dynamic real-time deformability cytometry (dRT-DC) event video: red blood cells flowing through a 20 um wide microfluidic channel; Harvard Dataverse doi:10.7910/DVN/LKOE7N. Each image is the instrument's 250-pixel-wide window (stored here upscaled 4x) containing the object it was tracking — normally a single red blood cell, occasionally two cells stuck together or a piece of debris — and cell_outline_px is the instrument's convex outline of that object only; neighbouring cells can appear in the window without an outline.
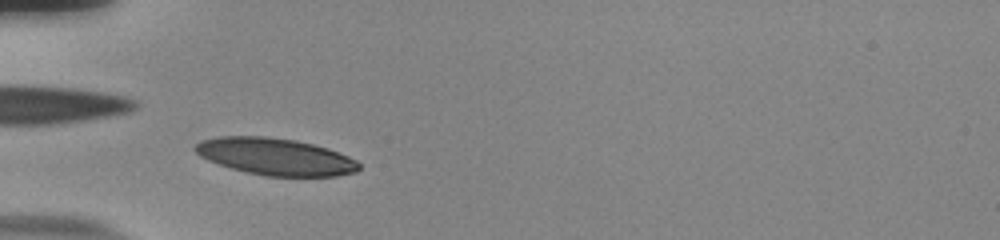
{"species": "human", "species_latin": "Homo sapiens", "temperature_condition": "room temperature", "stored_images_in_passage": 52, "camera_frame_rate_fps": 3000, "um_per_image_px": 0.085, "donor": {"sex": "male"}, "frame": {"image": 1, "passage_image": 18, "time_ms": 5.667, "image_size_px": [1000, 240], "cell_outline_px": [[360, 168], [356, 172], [336, 176], [264, 176], [244, 172], [208, 160], [200, 156], [192, 148], [200, 140], [220, 136], [264, 136], [296, 140], [328, 148], [348, 156], [356, 160], [360, 164]], "centroid_in_image_um": [23.4, 13.31], "position_along_channel_um": 61.6, "area_um2": 35.37}}
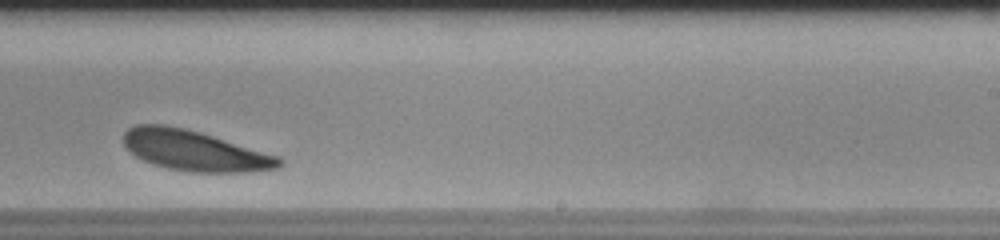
{"frame": {"image": 2, "passage_image": 36, "time_ms": 11.667, "image_size_px": [1000, 240], "cell_outline_px": [[284, 164], [280, 168], [248, 172], [192, 172], [168, 168], [144, 160], [136, 156], [124, 144], [124, 132], [128, 128], [136, 124], [164, 124], [184, 128], [200, 132], [280, 156], [284, 160]], "centroid_in_image_um": [16.6, 12.8], "position_along_channel_um": 272.4, "area_um2": 36.59}}
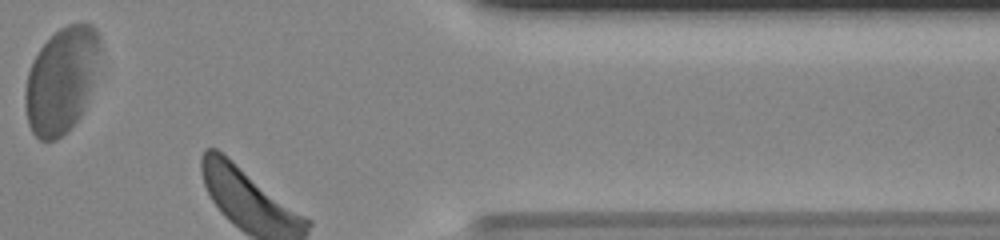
{"frame": {"image": 3, "passage_image": 47, "time_ms": 15.333, "image_size_px": [1000, 240], "cell_outline_px": [[100, 48], [92, 84], [84, 108], [80, 116], [56, 140], [40, 140], [32, 132], [28, 124], [24, 100], [24, 92], [28, 72], [40, 48], [60, 28], [68, 24], [92, 24], [96, 28], [100, 36]], "centroid_in_image_um": [5.2, 6.8], "position_along_channel_um": 406.2, "area_um2": 45.37}, "authors_computed_cell_mechanics": {"area_um2": 36.5874, "velocity_mm_per_s": 3.5835, "shape_relaxation_time_tau1_ms": 1.8836, "shape_relaxation_time_tau2_ms": 1.2297, "deformation_change_tau1": 0.0699, "deformation_change_tau2": 0.0781}}